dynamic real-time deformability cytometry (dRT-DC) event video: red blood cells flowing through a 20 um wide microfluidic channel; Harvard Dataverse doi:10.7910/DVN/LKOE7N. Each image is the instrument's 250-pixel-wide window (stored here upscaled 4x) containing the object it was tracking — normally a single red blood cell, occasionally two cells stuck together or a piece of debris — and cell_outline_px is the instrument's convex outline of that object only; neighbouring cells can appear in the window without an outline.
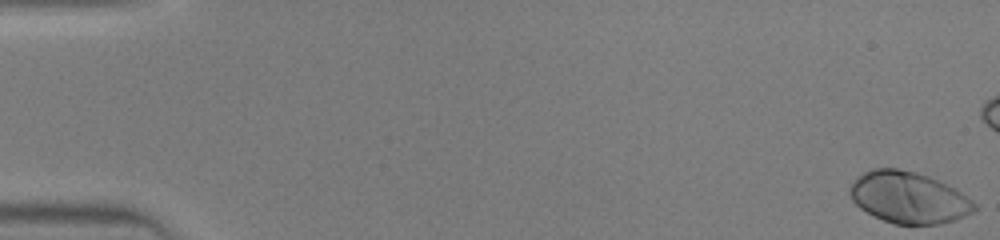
{"species": "human", "species_latin": "Homo sapiens", "temperature_condition": "warm", "stored_images_in_passage": 40, "camera_frame_rate_fps": 3000, "um_per_image_px": 0.085, "donor": {"sex": "male"}, "frame": {"image": 1, "passage_image": 1, "time_ms": 0.0, "image_size_px": [1000, 240], "cell_outline_px": [[976, 208], [972, 212], [956, 220], [940, 224], [896, 224], [884, 220], [860, 208], [852, 200], [848, 192], [848, 188], [864, 172], [872, 168], [896, 168], [916, 172], [928, 176], [960, 192], [972, 200], [976, 204]], "centroid_in_image_um": [77.22, 16.79], "position_along_channel_um": 7.8, "area_um2": 36.93}}
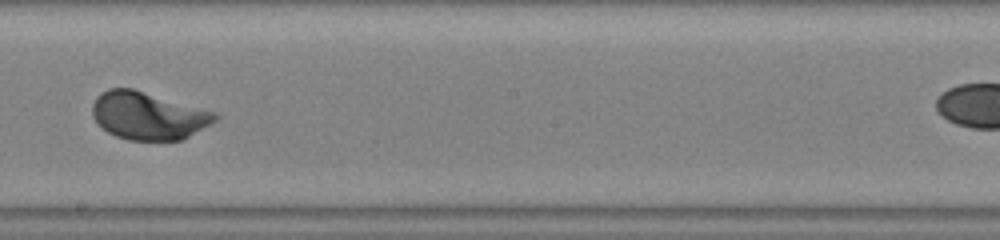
{"frame": {"image": 2, "passage_image": 27, "time_ms": 8.667, "image_size_px": [1000, 240], "cell_outline_px": [[220, 116], [216, 120], [184, 140], [128, 140], [116, 136], [108, 132], [92, 116], [92, 104], [96, 96], [100, 92], [108, 88], [132, 88], [216, 112]], "centroid_in_image_um": [12.59, 9.83], "position_along_channel_um": 235.6, "area_um2": 34.1}}
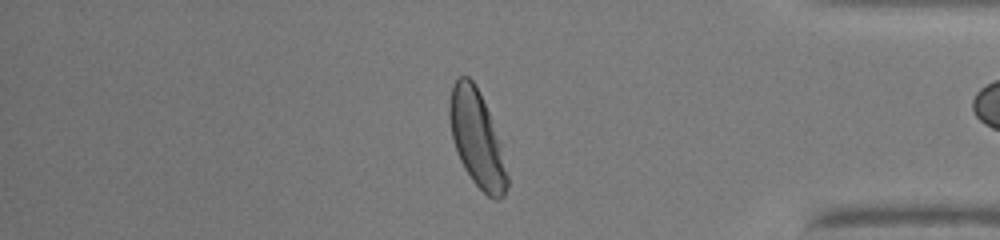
{"frame": {"image": 3, "passage_image": 39, "time_ms": 12.667, "image_size_px": [1000, 240], "cell_outline_px": [[508, 188], [504, 196], [496, 200], [492, 200], [472, 180], [464, 168], [460, 160], [452, 136], [448, 116], [448, 100], [452, 84], [456, 76], [468, 76], [476, 84], [488, 112], [508, 176]], "centroid_in_image_um": [40.48, 11.76], "position_along_channel_um": 394.7, "area_um2": 31.73}}